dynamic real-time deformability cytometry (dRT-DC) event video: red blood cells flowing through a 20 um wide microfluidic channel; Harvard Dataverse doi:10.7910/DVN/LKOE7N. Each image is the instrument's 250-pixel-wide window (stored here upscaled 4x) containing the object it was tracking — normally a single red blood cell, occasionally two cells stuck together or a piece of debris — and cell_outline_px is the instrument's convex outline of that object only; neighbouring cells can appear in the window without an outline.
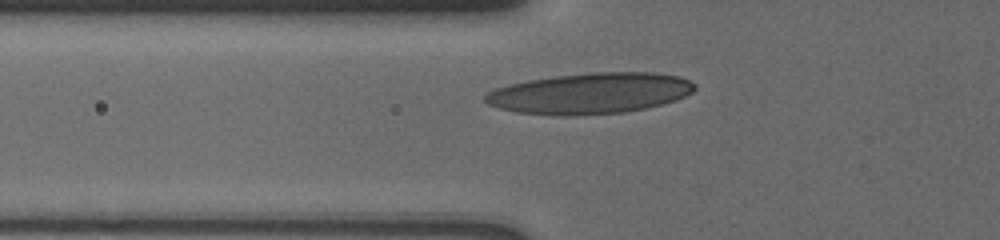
{"species": "human", "species_latin": "Homo sapiens", "temperature_condition": "cold", "stored_images_in_passage": 28, "camera_frame_rate_fps": 3000, "um_per_image_px": 0.085, "donor": {"sex": "male"}, "frame": {"image": 1, "passage_image": 2, "time_ms": 0.333, "image_size_px": [1000, 240], "cell_outline_px": [[696, 88], [692, 92], [676, 100], [644, 108], [624, 112], [576, 116], [572, 116], [516, 112], [500, 108], [488, 104], [484, 100], [484, 96], [488, 92], [496, 88], [508, 84], [528, 80], [556, 76], [592, 72], [652, 72], [680, 76], [696, 84]], "centroid_in_image_um": [50.16, 7.93], "position_along_channel_um": 75.6, "area_um2": 49.82}}
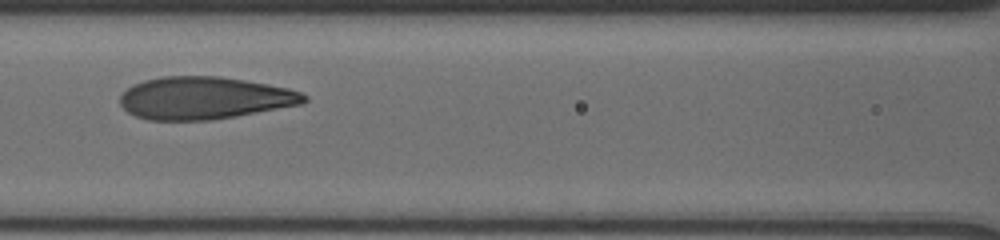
{"frame": {"image": 2, "passage_image": 15, "time_ms": 2.333, "image_size_px": [1000, 240], "cell_outline_px": [[308, 100], [300, 104], [236, 116], [212, 120], [148, 120], [136, 116], [128, 112], [120, 104], [120, 96], [132, 84], [144, 80], [160, 76], [220, 76], [268, 84], [288, 88], [300, 92], [308, 96]], "centroid_in_image_um": [17.35, 8.33], "position_along_channel_um": 149.2, "area_um2": 45.49}}
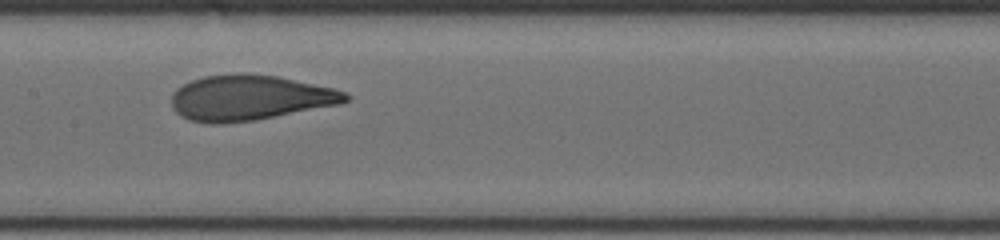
{"frame": {"image": 3, "passage_image": 22, "time_ms": 3.333, "image_size_px": [1000, 240], "cell_outline_px": [[352, 96], [348, 100], [340, 104], [256, 120], [224, 124], [204, 124], [188, 120], [180, 116], [172, 108], [172, 92], [176, 88], [192, 80], [204, 76], [236, 72], [248, 72], [280, 76], [332, 88], [348, 92]], "centroid_in_image_um": [21.2, 8.3], "position_along_channel_um": 186.2, "area_um2": 46.76}}